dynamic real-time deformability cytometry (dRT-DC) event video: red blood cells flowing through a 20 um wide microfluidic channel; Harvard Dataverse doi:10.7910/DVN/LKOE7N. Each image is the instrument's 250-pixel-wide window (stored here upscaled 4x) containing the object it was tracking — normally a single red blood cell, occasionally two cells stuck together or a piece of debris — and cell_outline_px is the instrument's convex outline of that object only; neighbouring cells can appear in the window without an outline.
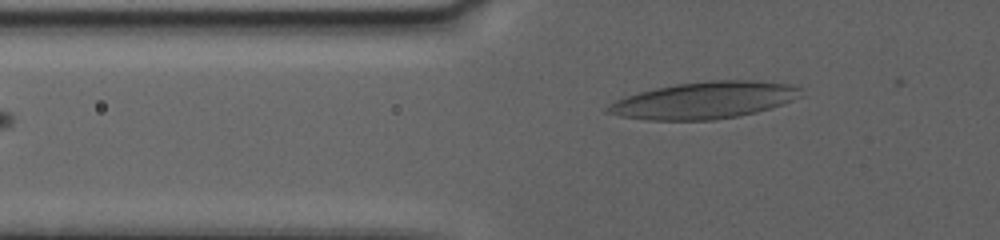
{"species": "human", "species_latin": "Homo sapiens", "temperature_condition": "warm", "stored_images_in_passage": 16, "camera_frame_rate_fps": 3000, "um_per_image_px": 0.085, "donor": {"sex": "female"}, "frame": {"image": 1, "passage_image": 3, "time_ms": 0.333, "image_size_px": [1000, 240], "cell_outline_px": [[800, 96], [792, 100], [756, 112], [736, 116], [712, 120], [648, 120], [620, 116], [604, 112], [604, 108], [608, 104], [616, 100], [640, 92], [656, 88], [676, 84], [712, 80], [748, 80], [788, 84], [800, 88]], "centroid_in_image_um": [59.79, 8.53], "position_along_channel_um": 66.0, "area_um2": 40.98}}
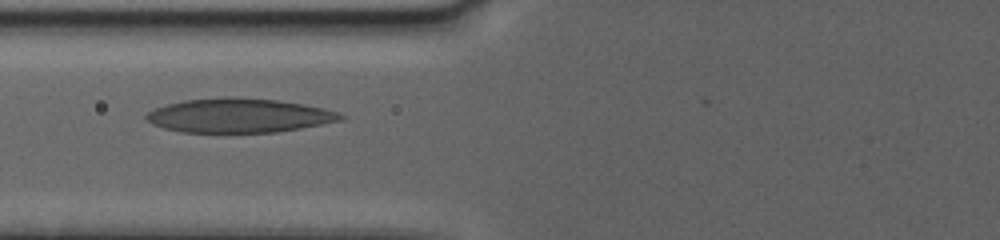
{"frame": {"image": 2, "passage_image": 15, "time_ms": 2.0, "image_size_px": [1000, 240], "cell_outline_px": [[348, 116], [340, 120], [300, 128], [276, 132], [184, 132], [164, 128], [148, 120], [144, 116], [148, 112], [156, 108], [168, 104], [184, 100], [224, 96], [276, 100], [304, 104], [336, 112]], "centroid_in_image_um": [20.3, 9.81], "position_along_channel_um": 105.5, "area_um2": 38.21}}